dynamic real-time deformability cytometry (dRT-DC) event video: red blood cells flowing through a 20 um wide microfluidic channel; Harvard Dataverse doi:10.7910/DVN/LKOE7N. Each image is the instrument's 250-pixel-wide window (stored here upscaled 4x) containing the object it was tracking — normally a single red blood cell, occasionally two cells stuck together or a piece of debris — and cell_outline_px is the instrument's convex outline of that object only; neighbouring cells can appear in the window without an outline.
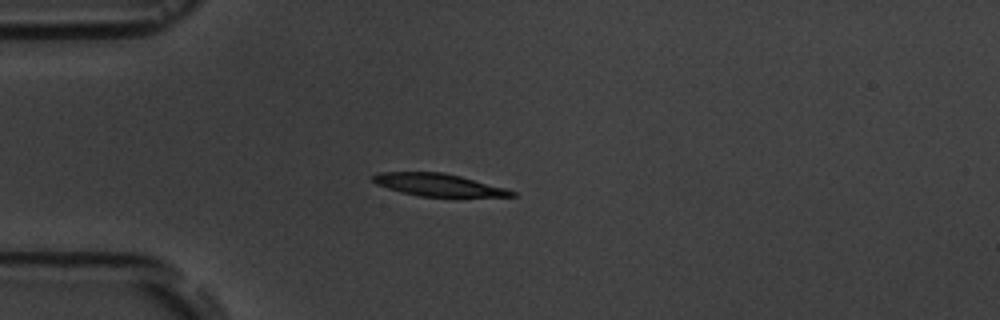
{"species": "common noctule bat (a hibernating species)", "species_latin": "Nyctalus noctula", "temperature_condition": "room temperature", "stored_images_in_passage": 4, "camera_frame_rate_fps": 3000, "um_per_image_px": 0.085, "animal": {"sex": "male", "body_mass_g": 19.5, "forearm_length_mm": 54.6}, "frame": {"image": 1, "passage_image": 4, "time_ms": 3.333, "image_size_px": [1000, 320], "cell_outline_px": [[516, 196], [420, 196], [388, 188], [376, 184], [372, 180], [372, 176], [380, 172], [444, 172], [460, 176], [504, 188], [516, 192]], "centroid_in_image_um": [37.22, 15.7], "position_along_channel_um": 47.8, "area_um2": 17.69}}